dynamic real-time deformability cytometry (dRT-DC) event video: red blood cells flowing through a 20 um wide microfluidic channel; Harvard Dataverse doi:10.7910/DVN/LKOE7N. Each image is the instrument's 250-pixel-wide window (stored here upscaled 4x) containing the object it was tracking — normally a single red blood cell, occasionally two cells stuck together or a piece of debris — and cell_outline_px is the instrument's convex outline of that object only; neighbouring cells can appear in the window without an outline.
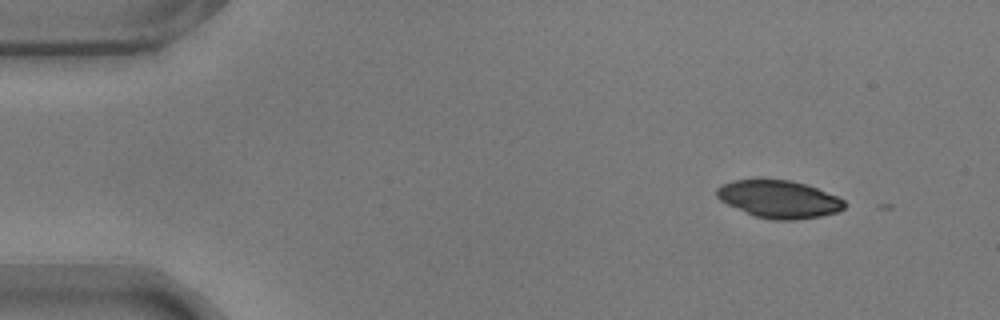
{"species": "common noctule bat (a hibernating species)", "species_latin": "Nyctalus noctula", "temperature_condition": "warm", "stored_images_in_passage": 2, "camera_frame_rate_fps": 3000, "um_per_image_px": 0.085, "animal": {"sex": "male", "body_mass_g": 17.9}, "frame": {"image": 1, "passage_image": 1, "time_ms": 0.0, "image_size_px": [1000, 320], "cell_outline_px": [[848, 204], [844, 208], [836, 212], [820, 216], [796, 220], [772, 220], [756, 216], [728, 204], [720, 200], [716, 196], [716, 188], [732, 180], [760, 176], [788, 180], [804, 184], [816, 188], [836, 196], [844, 200]], "centroid_in_image_um": [66.18, 16.89], "position_along_channel_um": 18.8, "area_um2": 28.38}}